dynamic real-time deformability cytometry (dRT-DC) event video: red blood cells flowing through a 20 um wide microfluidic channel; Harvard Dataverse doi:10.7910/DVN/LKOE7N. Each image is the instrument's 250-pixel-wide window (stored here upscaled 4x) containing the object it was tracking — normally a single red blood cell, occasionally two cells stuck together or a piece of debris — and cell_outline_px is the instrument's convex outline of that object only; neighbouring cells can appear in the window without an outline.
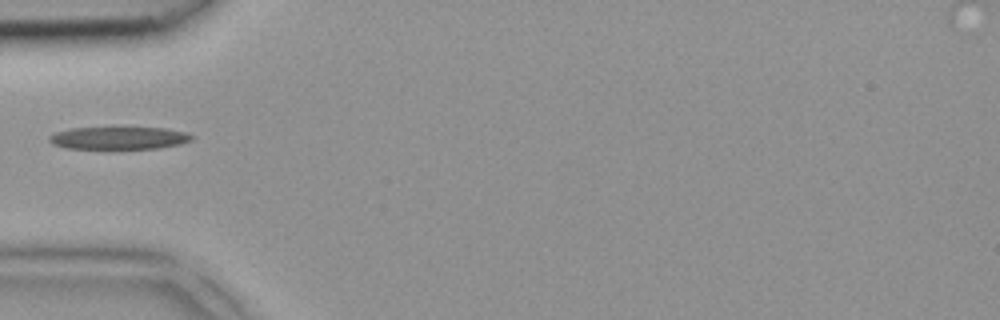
{"species": "common noctule bat (a hibernating species)", "species_latin": "Nyctalus noctula", "temperature_condition": "room temperature", "stored_images_in_passage": 1, "camera_frame_rate_fps": 3000, "um_per_image_px": 0.085, "animal": {"sex": "female", "body_mass_g": 18.4}, "frame": {"image": 1, "passage_image": 1, "time_ms": 0.0, "image_size_px": [1000, 320], "cell_outline_px": [[196, 136], [192, 140], [180, 144], [156, 148], [64, 148], [52, 144], [48, 140], [48, 136], [56, 132], [72, 128], [168, 128], [184, 132]], "centroid_in_image_um": [10.1, 11.73], "position_along_channel_um": 74.9, "area_um2": 18.55}}